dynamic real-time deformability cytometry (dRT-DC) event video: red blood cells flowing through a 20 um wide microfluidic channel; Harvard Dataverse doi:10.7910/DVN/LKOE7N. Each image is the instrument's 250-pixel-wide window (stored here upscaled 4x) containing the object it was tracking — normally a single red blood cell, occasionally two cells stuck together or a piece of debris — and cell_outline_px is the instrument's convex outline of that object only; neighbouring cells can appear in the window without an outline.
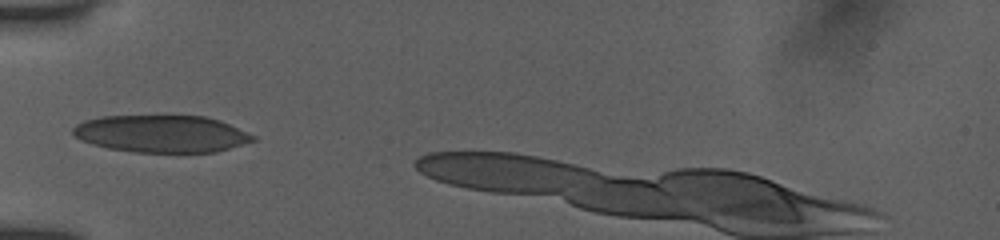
{"species": "human", "species_latin": "Homo sapiens", "temperature_condition": "room temperature", "stored_images_in_passage": 9, "segment_of_instrument_passage": [1, 2], "camera_frame_rate_fps": 3000, "um_per_image_px": 0.085, "donor": {"sex": "female"}, "frame": {"image": 1, "passage_image": 7, "time_ms": 2.0, "image_size_px": [1000, 240], "cell_outline_px": [[256, 140], [216, 152], [136, 152], [108, 148], [92, 144], [80, 140], [72, 132], [72, 128], [76, 124], [84, 120], [100, 116], [204, 116], [220, 120], [256, 136]], "centroid_in_image_um": [13.71, 11.37], "position_along_channel_um": 71.3, "area_um2": 39.02}}